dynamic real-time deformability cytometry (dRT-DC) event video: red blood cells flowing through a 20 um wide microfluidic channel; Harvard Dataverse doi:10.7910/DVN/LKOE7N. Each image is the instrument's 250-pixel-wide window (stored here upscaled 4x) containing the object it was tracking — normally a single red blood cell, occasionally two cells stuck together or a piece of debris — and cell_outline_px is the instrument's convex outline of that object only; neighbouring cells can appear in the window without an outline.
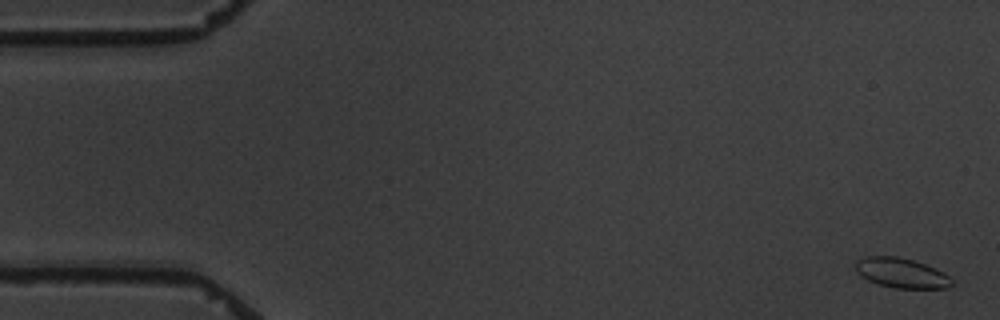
{"species": "common noctule bat (a hibernating species)", "species_latin": "Nyctalus noctula", "temperature_condition": "warm", "stored_images_in_passage": 6, "camera_frame_rate_fps": 3000, "um_per_image_px": 0.085, "animal": {"sex": "male", "body_mass_g": 19.5, "forearm_length_mm": 54.6}, "frame": {"image": 1, "passage_image": 1, "time_ms": 0.0, "image_size_px": [1000, 320], "cell_outline_px": [[952, 284], [948, 288], [896, 288], [880, 284], [868, 280], [856, 272], [856, 260], [864, 256], [896, 256], [912, 260], [936, 268], [944, 272], [952, 280]], "centroid_in_image_um": [76.61, 23.19], "position_along_channel_um": 8.4, "area_um2": 16.65}}
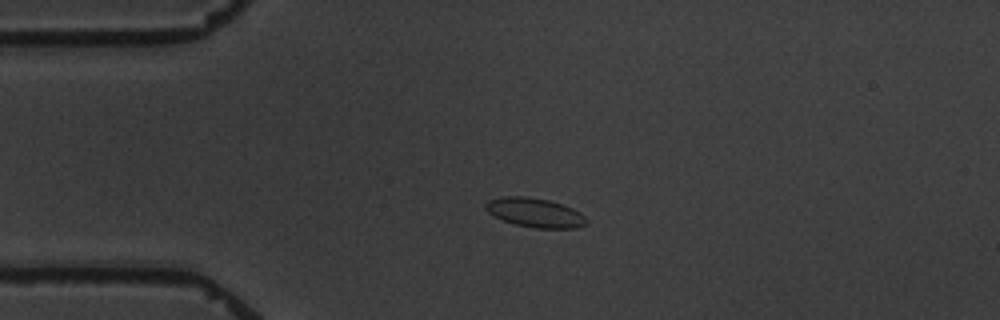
{"frame": {"image": 2, "passage_image": 4, "time_ms": 4.0, "image_size_px": [1000, 320], "cell_outline_px": [[588, 224], [576, 228], [536, 228], [516, 224], [504, 220], [488, 212], [484, 208], [484, 204], [488, 200], [500, 196], [528, 196], [548, 200], [572, 208], [580, 212], [588, 220]], "centroid_in_image_um": [45.47, 18.06], "position_along_channel_um": 39.5, "area_um2": 17.17}}
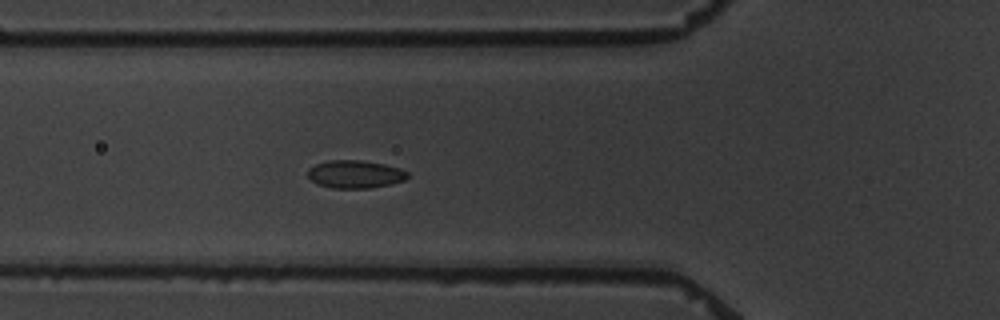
{"frame": {"image": 3, "passage_image": 6, "time_ms": 6.333, "image_size_px": [1000, 320], "cell_outline_px": [[408, 176], [404, 180], [372, 188], [332, 188], [316, 184], [308, 176], [308, 168], [316, 164], [328, 160], [360, 160], [384, 164], [400, 168], [408, 172]], "centroid_in_image_um": [30.16, 14.8], "position_along_channel_um": 95.6, "area_um2": 16.18}}